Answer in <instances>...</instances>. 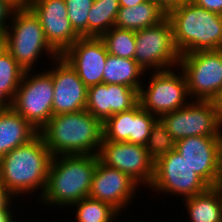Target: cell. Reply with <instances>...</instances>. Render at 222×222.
<instances>
[{
  "label": "cell",
  "instance_id": "obj_1",
  "mask_svg": "<svg viewBox=\"0 0 222 222\" xmlns=\"http://www.w3.org/2000/svg\"><path fill=\"white\" fill-rule=\"evenodd\" d=\"M52 157L38 133L28 143L16 147L0 158L1 185L14 198L31 195L40 190L35 193L39 201L46 189Z\"/></svg>",
  "mask_w": 222,
  "mask_h": 222
},
{
  "label": "cell",
  "instance_id": "obj_2",
  "mask_svg": "<svg viewBox=\"0 0 222 222\" xmlns=\"http://www.w3.org/2000/svg\"><path fill=\"white\" fill-rule=\"evenodd\" d=\"M53 157L98 155L103 123L87 110L53 115L39 131Z\"/></svg>",
  "mask_w": 222,
  "mask_h": 222
},
{
  "label": "cell",
  "instance_id": "obj_3",
  "mask_svg": "<svg viewBox=\"0 0 222 222\" xmlns=\"http://www.w3.org/2000/svg\"><path fill=\"white\" fill-rule=\"evenodd\" d=\"M97 163L98 155L52 157L46 189L38 204L67 209L88 197Z\"/></svg>",
  "mask_w": 222,
  "mask_h": 222
},
{
  "label": "cell",
  "instance_id": "obj_4",
  "mask_svg": "<svg viewBox=\"0 0 222 222\" xmlns=\"http://www.w3.org/2000/svg\"><path fill=\"white\" fill-rule=\"evenodd\" d=\"M167 18L180 55L222 49V15L182 2L167 11Z\"/></svg>",
  "mask_w": 222,
  "mask_h": 222
},
{
  "label": "cell",
  "instance_id": "obj_5",
  "mask_svg": "<svg viewBox=\"0 0 222 222\" xmlns=\"http://www.w3.org/2000/svg\"><path fill=\"white\" fill-rule=\"evenodd\" d=\"M5 34L6 50L25 71L33 70L42 55H48L51 63L60 56L47 42L38 17L27 5L15 10Z\"/></svg>",
  "mask_w": 222,
  "mask_h": 222
},
{
  "label": "cell",
  "instance_id": "obj_6",
  "mask_svg": "<svg viewBox=\"0 0 222 222\" xmlns=\"http://www.w3.org/2000/svg\"><path fill=\"white\" fill-rule=\"evenodd\" d=\"M33 73L25 71L10 106L39 132L53 116L54 86L46 69Z\"/></svg>",
  "mask_w": 222,
  "mask_h": 222
},
{
  "label": "cell",
  "instance_id": "obj_7",
  "mask_svg": "<svg viewBox=\"0 0 222 222\" xmlns=\"http://www.w3.org/2000/svg\"><path fill=\"white\" fill-rule=\"evenodd\" d=\"M150 73L147 72L151 75L148 85L142 84L139 91V103L144 110L160 118L190 102L185 76L178 67Z\"/></svg>",
  "mask_w": 222,
  "mask_h": 222
},
{
  "label": "cell",
  "instance_id": "obj_8",
  "mask_svg": "<svg viewBox=\"0 0 222 222\" xmlns=\"http://www.w3.org/2000/svg\"><path fill=\"white\" fill-rule=\"evenodd\" d=\"M178 69L185 76L191 100L212 101L222 89V49L181 55Z\"/></svg>",
  "mask_w": 222,
  "mask_h": 222
},
{
  "label": "cell",
  "instance_id": "obj_9",
  "mask_svg": "<svg viewBox=\"0 0 222 222\" xmlns=\"http://www.w3.org/2000/svg\"><path fill=\"white\" fill-rule=\"evenodd\" d=\"M180 56L167 17L155 26L136 31L134 60L145 72L175 69Z\"/></svg>",
  "mask_w": 222,
  "mask_h": 222
},
{
  "label": "cell",
  "instance_id": "obj_10",
  "mask_svg": "<svg viewBox=\"0 0 222 222\" xmlns=\"http://www.w3.org/2000/svg\"><path fill=\"white\" fill-rule=\"evenodd\" d=\"M210 186L189 166L182 155L174 150L154 163V178L149 186L155 194H170L180 199L206 191Z\"/></svg>",
  "mask_w": 222,
  "mask_h": 222
},
{
  "label": "cell",
  "instance_id": "obj_11",
  "mask_svg": "<svg viewBox=\"0 0 222 222\" xmlns=\"http://www.w3.org/2000/svg\"><path fill=\"white\" fill-rule=\"evenodd\" d=\"M159 119L175 141L191 136L222 137V123L212 101L190 100Z\"/></svg>",
  "mask_w": 222,
  "mask_h": 222
},
{
  "label": "cell",
  "instance_id": "obj_12",
  "mask_svg": "<svg viewBox=\"0 0 222 222\" xmlns=\"http://www.w3.org/2000/svg\"><path fill=\"white\" fill-rule=\"evenodd\" d=\"M99 160L108 167L128 175L141 188L149 189L154 178V162L145 146L129 142L102 140ZM146 187V188H145Z\"/></svg>",
  "mask_w": 222,
  "mask_h": 222
},
{
  "label": "cell",
  "instance_id": "obj_13",
  "mask_svg": "<svg viewBox=\"0 0 222 222\" xmlns=\"http://www.w3.org/2000/svg\"><path fill=\"white\" fill-rule=\"evenodd\" d=\"M26 5L38 17L47 42L60 56L80 38L68 19L65 0H27Z\"/></svg>",
  "mask_w": 222,
  "mask_h": 222
},
{
  "label": "cell",
  "instance_id": "obj_14",
  "mask_svg": "<svg viewBox=\"0 0 222 222\" xmlns=\"http://www.w3.org/2000/svg\"><path fill=\"white\" fill-rule=\"evenodd\" d=\"M138 187L140 188L128 175L106 166L98 157L89 197L110 204L121 214L133 204L131 201H134L135 195L140 191Z\"/></svg>",
  "mask_w": 222,
  "mask_h": 222
},
{
  "label": "cell",
  "instance_id": "obj_15",
  "mask_svg": "<svg viewBox=\"0 0 222 222\" xmlns=\"http://www.w3.org/2000/svg\"><path fill=\"white\" fill-rule=\"evenodd\" d=\"M47 71L51 74L54 86L52 103L53 115L86 110L87 87L78 73L59 56Z\"/></svg>",
  "mask_w": 222,
  "mask_h": 222
},
{
  "label": "cell",
  "instance_id": "obj_16",
  "mask_svg": "<svg viewBox=\"0 0 222 222\" xmlns=\"http://www.w3.org/2000/svg\"><path fill=\"white\" fill-rule=\"evenodd\" d=\"M61 56L87 88L103 83L108 51L100 37H80Z\"/></svg>",
  "mask_w": 222,
  "mask_h": 222
},
{
  "label": "cell",
  "instance_id": "obj_17",
  "mask_svg": "<svg viewBox=\"0 0 222 222\" xmlns=\"http://www.w3.org/2000/svg\"><path fill=\"white\" fill-rule=\"evenodd\" d=\"M221 138L191 136L176 141L175 150L210 187L216 186Z\"/></svg>",
  "mask_w": 222,
  "mask_h": 222
},
{
  "label": "cell",
  "instance_id": "obj_18",
  "mask_svg": "<svg viewBox=\"0 0 222 222\" xmlns=\"http://www.w3.org/2000/svg\"><path fill=\"white\" fill-rule=\"evenodd\" d=\"M138 103L139 91L128 86L102 83L87 88L86 110L102 123Z\"/></svg>",
  "mask_w": 222,
  "mask_h": 222
},
{
  "label": "cell",
  "instance_id": "obj_19",
  "mask_svg": "<svg viewBox=\"0 0 222 222\" xmlns=\"http://www.w3.org/2000/svg\"><path fill=\"white\" fill-rule=\"evenodd\" d=\"M39 132L10 105L0 109V158L31 141Z\"/></svg>",
  "mask_w": 222,
  "mask_h": 222
},
{
  "label": "cell",
  "instance_id": "obj_20",
  "mask_svg": "<svg viewBox=\"0 0 222 222\" xmlns=\"http://www.w3.org/2000/svg\"><path fill=\"white\" fill-rule=\"evenodd\" d=\"M167 17V11L153 0L134 7H120L114 27L138 31L155 26Z\"/></svg>",
  "mask_w": 222,
  "mask_h": 222
},
{
  "label": "cell",
  "instance_id": "obj_21",
  "mask_svg": "<svg viewBox=\"0 0 222 222\" xmlns=\"http://www.w3.org/2000/svg\"><path fill=\"white\" fill-rule=\"evenodd\" d=\"M145 71L134 60L108 54L104 72V84H118L140 91L146 81L142 77ZM143 79V81H141Z\"/></svg>",
  "mask_w": 222,
  "mask_h": 222
},
{
  "label": "cell",
  "instance_id": "obj_22",
  "mask_svg": "<svg viewBox=\"0 0 222 222\" xmlns=\"http://www.w3.org/2000/svg\"><path fill=\"white\" fill-rule=\"evenodd\" d=\"M190 222H222V199L216 187L183 199Z\"/></svg>",
  "mask_w": 222,
  "mask_h": 222
},
{
  "label": "cell",
  "instance_id": "obj_23",
  "mask_svg": "<svg viewBox=\"0 0 222 222\" xmlns=\"http://www.w3.org/2000/svg\"><path fill=\"white\" fill-rule=\"evenodd\" d=\"M25 74V70L5 50L0 54V103L10 105Z\"/></svg>",
  "mask_w": 222,
  "mask_h": 222
},
{
  "label": "cell",
  "instance_id": "obj_24",
  "mask_svg": "<svg viewBox=\"0 0 222 222\" xmlns=\"http://www.w3.org/2000/svg\"><path fill=\"white\" fill-rule=\"evenodd\" d=\"M119 0H94L88 13V37H101L114 27Z\"/></svg>",
  "mask_w": 222,
  "mask_h": 222
},
{
  "label": "cell",
  "instance_id": "obj_25",
  "mask_svg": "<svg viewBox=\"0 0 222 222\" xmlns=\"http://www.w3.org/2000/svg\"><path fill=\"white\" fill-rule=\"evenodd\" d=\"M71 207L76 208L75 222H116L121 214L106 202L91 197H85Z\"/></svg>",
  "mask_w": 222,
  "mask_h": 222
},
{
  "label": "cell",
  "instance_id": "obj_26",
  "mask_svg": "<svg viewBox=\"0 0 222 222\" xmlns=\"http://www.w3.org/2000/svg\"><path fill=\"white\" fill-rule=\"evenodd\" d=\"M100 38L104 41L108 54L134 59L136 31L112 27Z\"/></svg>",
  "mask_w": 222,
  "mask_h": 222
},
{
  "label": "cell",
  "instance_id": "obj_27",
  "mask_svg": "<svg viewBox=\"0 0 222 222\" xmlns=\"http://www.w3.org/2000/svg\"><path fill=\"white\" fill-rule=\"evenodd\" d=\"M176 141L171 137L165 125L158 118L151 127L150 136L145 148L151 160L155 163L160 158L175 150Z\"/></svg>",
  "mask_w": 222,
  "mask_h": 222
},
{
  "label": "cell",
  "instance_id": "obj_28",
  "mask_svg": "<svg viewBox=\"0 0 222 222\" xmlns=\"http://www.w3.org/2000/svg\"><path fill=\"white\" fill-rule=\"evenodd\" d=\"M133 108L113 114L103 123V139L113 142H128L132 136Z\"/></svg>",
  "mask_w": 222,
  "mask_h": 222
},
{
  "label": "cell",
  "instance_id": "obj_29",
  "mask_svg": "<svg viewBox=\"0 0 222 222\" xmlns=\"http://www.w3.org/2000/svg\"><path fill=\"white\" fill-rule=\"evenodd\" d=\"M157 119L155 115L144 110L138 103L133 107L132 136L128 142L145 146L150 136L151 127Z\"/></svg>",
  "mask_w": 222,
  "mask_h": 222
},
{
  "label": "cell",
  "instance_id": "obj_30",
  "mask_svg": "<svg viewBox=\"0 0 222 222\" xmlns=\"http://www.w3.org/2000/svg\"><path fill=\"white\" fill-rule=\"evenodd\" d=\"M71 26L80 37H88V13L94 0H65Z\"/></svg>",
  "mask_w": 222,
  "mask_h": 222
},
{
  "label": "cell",
  "instance_id": "obj_31",
  "mask_svg": "<svg viewBox=\"0 0 222 222\" xmlns=\"http://www.w3.org/2000/svg\"><path fill=\"white\" fill-rule=\"evenodd\" d=\"M17 8L10 0H0V31H6Z\"/></svg>",
  "mask_w": 222,
  "mask_h": 222
},
{
  "label": "cell",
  "instance_id": "obj_32",
  "mask_svg": "<svg viewBox=\"0 0 222 222\" xmlns=\"http://www.w3.org/2000/svg\"><path fill=\"white\" fill-rule=\"evenodd\" d=\"M192 2L201 8L222 15V0H193Z\"/></svg>",
  "mask_w": 222,
  "mask_h": 222
},
{
  "label": "cell",
  "instance_id": "obj_33",
  "mask_svg": "<svg viewBox=\"0 0 222 222\" xmlns=\"http://www.w3.org/2000/svg\"><path fill=\"white\" fill-rule=\"evenodd\" d=\"M15 198L0 183V210H12Z\"/></svg>",
  "mask_w": 222,
  "mask_h": 222
},
{
  "label": "cell",
  "instance_id": "obj_34",
  "mask_svg": "<svg viewBox=\"0 0 222 222\" xmlns=\"http://www.w3.org/2000/svg\"><path fill=\"white\" fill-rule=\"evenodd\" d=\"M158 3L164 10L168 11L173 7L178 6L183 1L182 0H153Z\"/></svg>",
  "mask_w": 222,
  "mask_h": 222
},
{
  "label": "cell",
  "instance_id": "obj_35",
  "mask_svg": "<svg viewBox=\"0 0 222 222\" xmlns=\"http://www.w3.org/2000/svg\"><path fill=\"white\" fill-rule=\"evenodd\" d=\"M219 120L222 123V89L218 92L217 96L212 100Z\"/></svg>",
  "mask_w": 222,
  "mask_h": 222
},
{
  "label": "cell",
  "instance_id": "obj_36",
  "mask_svg": "<svg viewBox=\"0 0 222 222\" xmlns=\"http://www.w3.org/2000/svg\"><path fill=\"white\" fill-rule=\"evenodd\" d=\"M13 210H0V222H17L19 219H14L17 216L12 212Z\"/></svg>",
  "mask_w": 222,
  "mask_h": 222
},
{
  "label": "cell",
  "instance_id": "obj_37",
  "mask_svg": "<svg viewBox=\"0 0 222 222\" xmlns=\"http://www.w3.org/2000/svg\"><path fill=\"white\" fill-rule=\"evenodd\" d=\"M216 185H222V138L218 153V172H217Z\"/></svg>",
  "mask_w": 222,
  "mask_h": 222
},
{
  "label": "cell",
  "instance_id": "obj_38",
  "mask_svg": "<svg viewBox=\"0 0 222 222\" xmlns=\"http://www.w3.org/2000/svg\"><path fill=\"white\" fill-rule=\"evenodd\" d=\"M147 0H119V6L120 7H131L138 4H141Z\"/></svg>",
  "mask_w": 222,
  "mask_h": 222
},
{
  "label": "cell",
  "instance_id": "obj_39",
  "mask_svg": "<svg viewBox=\"0 0 222 222\" xmlns=\"http://www.w3.org/2000/svg\"><path fill=\"white\" fill-rule=\"evenodd\" d=\"M6 34L5 31H0V54L6 50Z\"/></svg>",
  "mask_w": 222,
  "mask_h": 222
},
{
  "label": "cell",
  "instance_id": "obj_40",
  "mask_svg": "<svg viewBox=\"0 0 222 222\" xmlns=\"http://www.w3.org/2000/svg\"><path fill=\"white\" fill-rule=\"evenodd\" d=\"M12 1L17 7H23L26 5L27 0H10Z\"/></svg>",
  "mask_w": 222,
  "mask_h": 222
},
{
  "label": "cell",
  "instance_id": "obj_41",
  "mask_svg": "<svg viewBox=\"0 0 222 222\" xmlns=\"http://www.w3.org/2000/svg\"><path fill=\"white\" fill-rule=\"evenodd\" d=\"M215 187L218 189L221 199H222V185H216Z\"/></svg>",
  "mask_w": 222,
  "mask_h": 222
},
{
  "label": "cell",
  "instance_id": "obj_42",
  "mask_svg": "<svg viewBox=\"0 0 222 222\" xmlns=\"http://www.w3.org/2000/svg\"><path fill=\"white\" fill-rule=\"evenodd\" d=\"M183 2H192L193 0H182Z\"/></svg>",
  "mask_w": 222,
  "mask_h": 222
},
{
  "label": "cell",
  "instance_id": "obj_43",
  "mask_svg": "<svg viewBox=\"0 0 222 222\" xmlns=\"http://www.w3.org/2000/svg\"><path fill=\"white\" fill-rule=\"evenodd\" d=\"M134 221H135V220H133V222H134ZM136 221L138 222V220H136ZM117 222H122V221H119V220H118ZM123 222H124V221H123ZM140 222H142V221H140ZM143 222H144V221H143Z\"/></svg>",
  "mask_w": 222,
  "mask_h": 222
}]
</instances>
